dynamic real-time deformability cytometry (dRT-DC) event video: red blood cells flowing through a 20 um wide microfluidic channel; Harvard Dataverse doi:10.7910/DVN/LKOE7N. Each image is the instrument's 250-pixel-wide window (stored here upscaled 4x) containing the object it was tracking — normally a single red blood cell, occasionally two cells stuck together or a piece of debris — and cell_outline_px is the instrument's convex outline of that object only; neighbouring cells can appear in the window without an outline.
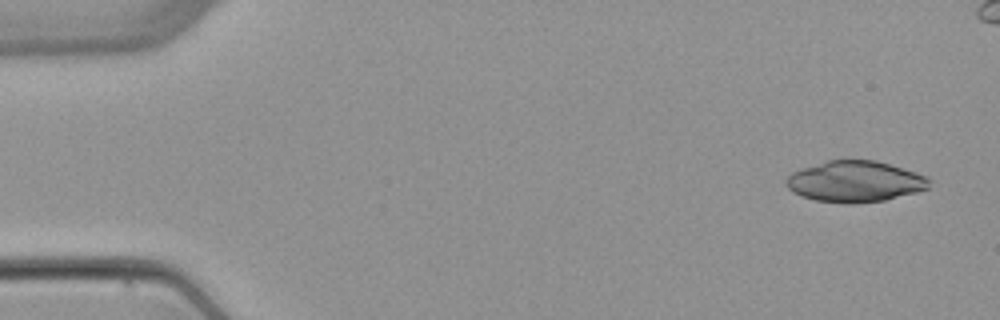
{"species": "common noctule bat (a hibernating species)", "species_latin": "Nyctalus noctula", "temperature_condition": "warm", "stored_images_in_passage": 5, "camera_frame_rate_fps": 3000, "um_per_image_px": 0.085, "animal": {"sex": "female", "body_mass_g": 22.7, "forearm_length_mm": 54.2}, "frame": {"image": 1, "passage_image": 1, "time_ms": 0.0, "image_size_px": [1000, 320], "cell_outline_px": [[928, 188], [916, 192], [884, 200], [848, 204], [816, 200], [800, 196], [792, 192], [784, 184], [784, 180], [792, 172], [828, 160], [876, 160], [916, 172], [924, 176], [928, 180]], "centroid_in_image_um": [72.62, 15.43], "position_along_channel_um": 12.4, "area_um2": 33.99}}